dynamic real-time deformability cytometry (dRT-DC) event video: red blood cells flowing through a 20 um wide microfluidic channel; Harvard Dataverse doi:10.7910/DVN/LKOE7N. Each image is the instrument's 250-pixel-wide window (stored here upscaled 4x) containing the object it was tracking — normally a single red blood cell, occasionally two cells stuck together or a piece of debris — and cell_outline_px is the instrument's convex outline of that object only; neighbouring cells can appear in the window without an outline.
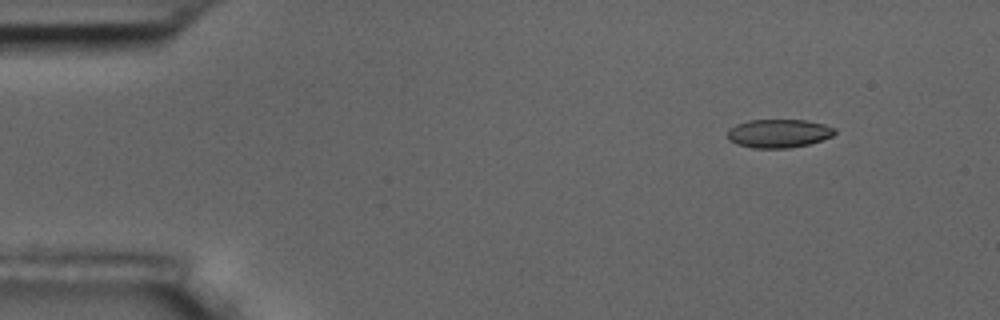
{"species": "common noctule bat (a hibernating species)", "species_latin": "Nyctalus noctula", "temperature_condition": "room temperature", "stored_images_in_passage": 8, "camera_frame_rate_fps": 3000, "um_per_image_px": 0.085, "animal": {"sex": "male", "body_mass_g": 17.5, "forearm_length_mm": 52.3}, "frame": {"image": 1, "passage_image": 2, "time_ms": 1.0, "image_size_px": [1000, 320], "cell_outline_px": [[836, 132], [832, 136], [808, 144], [788, 148], [752, 148], [736, 144], [728, 140], [728, 128], [736, 124], [748, 120], [804, 120], [824, 124], [836, 128]], "centroid_in_image_um": [66.16, 11.34], "position_along_channel_um": 18.8, "area_um2": 17.86}}
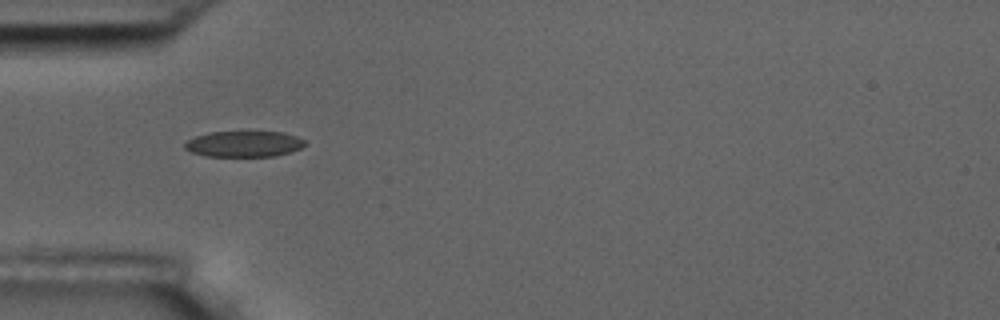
{"frame": {"image": 2, "passage_image": 5, "time_ms": 4.667, "image_size_px": [1000, 320], "cell_outline_px": [[304, 144], [300, 148], [292, 152], [276, 156], [204, 156], [192, 152], [184, 148], [184, 144], [188, 140], [196, 136], [208, 132], [284, 132], [296, 136], [304, 140]], "centroid_in_image_um": [20.73, 12.24], "position_along_channel_um": 64.3, "area_um2": 18.09}}
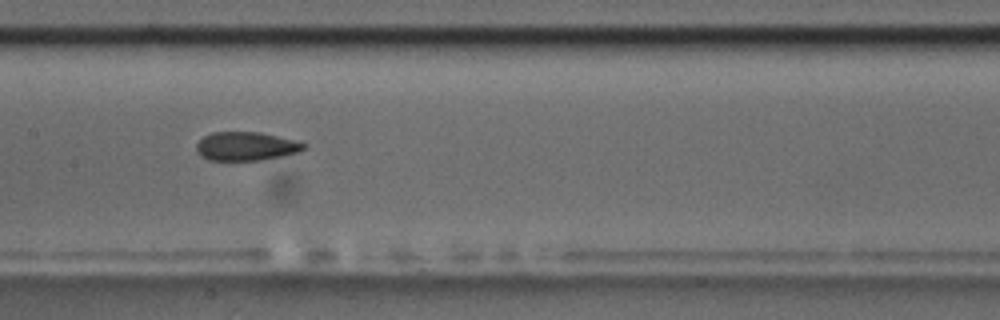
{"frame": {"image": 3, "passage_image": 8, "time_ms": 8.0, "image_size_px": [1000, 320], "cell_outline_px": [[308, 148], [300, 152], [260, 160], [208, 160], [200, 156], [196, 152], [196, 144], [204, 136], [212, 132], [260, 132], [300, 140], [308, 144]], "centroid_in_image_um": [20.98, 12.42], "position_along_channel_um": 186.4, "area_um2": 18.32}}